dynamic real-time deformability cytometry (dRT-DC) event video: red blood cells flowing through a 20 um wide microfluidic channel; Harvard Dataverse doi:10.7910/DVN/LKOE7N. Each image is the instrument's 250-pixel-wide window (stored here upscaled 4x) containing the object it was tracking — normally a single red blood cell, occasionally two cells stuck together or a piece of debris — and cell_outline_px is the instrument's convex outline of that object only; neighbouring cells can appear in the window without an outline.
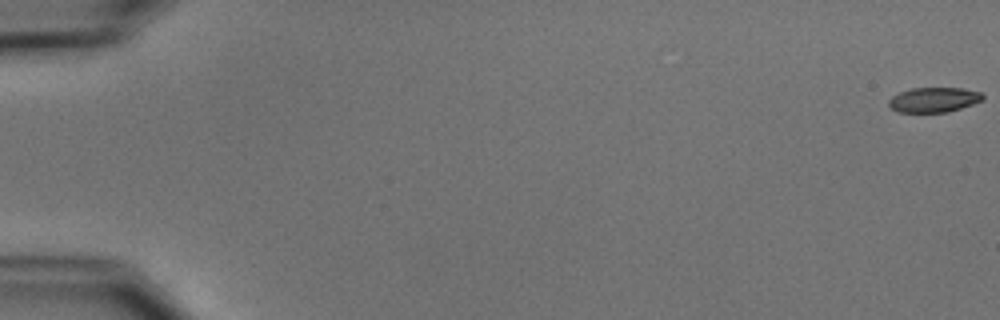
{"species": "common noctule bat (a hibernating species)", "species_latin": "Nyctalus noctula", "temperature_condition": "cold", "stored_images_in_passage": 55, "camera_frame_rate_fps": 3000, "um_per_image_px": 0.085, "animal": {"sex": "male", "body_mass_g": 15.6}, "frame": {"image": 1, "passage_image": 1, "time_ms": 0.0, "image_size_px": [1000, 320], "cell_outline_px": [[984, 96], [980, 100], [972, 104], [948, 112], [900, 112], [892, 108], [888, 104], [888, 100], [892, 96], [900, 92], [912, 88], [960, 88], [980, 92]], "centroid_in_image_um": [79.34, 8.48], "position_along_channel_um": 5.7, "area_um2": 13.41}}
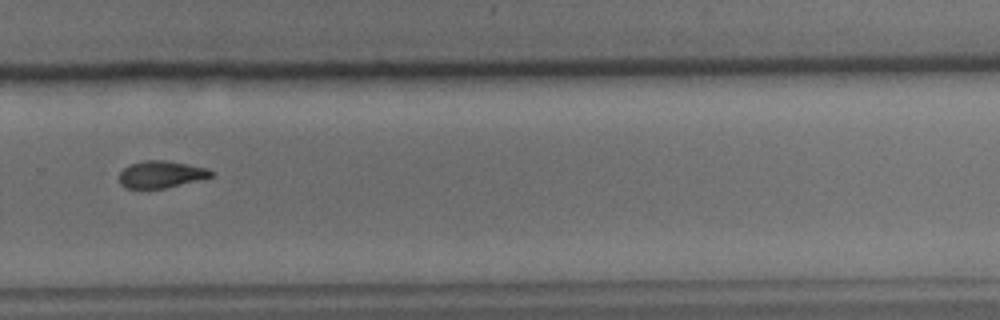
{"frame": {"image": 2, "passage_image": 39, "time_ms": 12.667, "image_size_px": [1000, 320], "cell_outline_px": [[216, 172], [212, 176], [164, 188], [128, 188], [120, 184], [120, 172], [124, 168], [132, 164], [144, 160], [164, 160], [188, 164], [208, 168]], "centroid_in_image_um": [13.71, 14.8], "position_along_channel_um": 316.1, "area_um2": 14.22}}
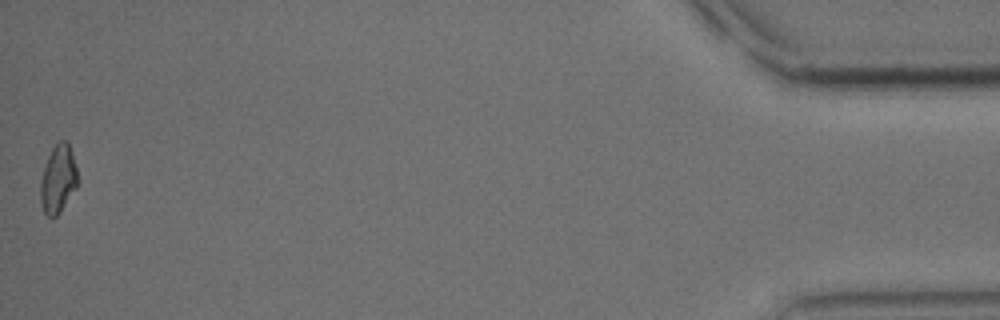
{"frame": {"image": 3, "passage_image": 55, "time_ms": 18.0, "image_size_px": [1000, 320], "cell_outline_px": [[76, 188], [60, 212], [52, 220], [44, 212], [40, 200], [40, 180], [48, 156], [52, 148], [60, 140], [68, 140], [76, 168]], "centroid_in_image_um": [4.91, 15.24], "position_along_channel_um": 430.3, "area_um2": 14.62}, "authors_computed_cell_mechanics": {"area_um2": 14.9124, "velocity_mm_per_s": 3.7749, "shape_relaxation_time_tau1_ms": 6.13, "shape_relaxation_time_tau2_ms": null, "deformation_change_tau1": 0.1395, "deformation_change_tau2": null}}